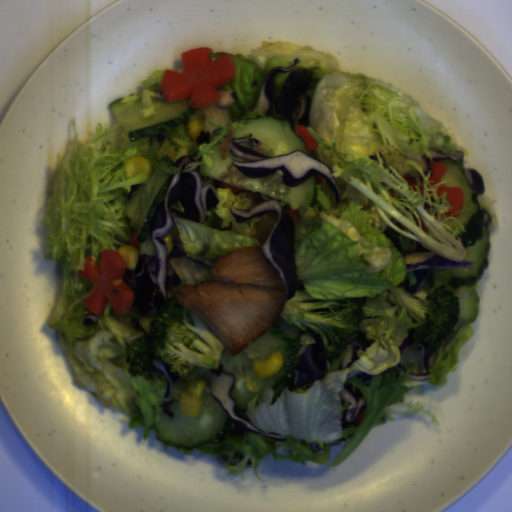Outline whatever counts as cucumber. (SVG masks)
I'll list each match as a JSON object with an SVG mask.
<instances>
[{"label": "cucumber", "mask_w": 512, "mask_h": 512, "mask_svg": "<svg viewBox=\"0 0 512 512\" xmlns=\"http://www.w3.org/2000/svg\"><path fill=\"white\" fill-rule=\"evenodd\" d=\"M442 162L446 171L440 181L443 187H461L464 192L463 207L473 211L458 212L455 217L462 223L465 231L458 236L465 248V261L473 262L471 268L437 269L429 268L426 282L429 289L445 286L453 295L459 298V317L465 324H473L477 319L479 293L475 287L485 270L490 265V233L488 225L484 226L483 209L471 184L462 170V162L444 159Z\"/></svg>", "instance_id": "obj_1"}, {"label": "cucumber", "mask_w": 512, "mask_h": 512, "mask_svg": "<svg viewBox=\"0 0 512 512\" xmlns=\"http://www.w3.org/2000/svg\"><path fill=\"white\" fill-rule=\"evenodd\" d=\"M223 144H215L208 152L213 160V166L205 163L199 165L200 176H209L229 185L244 189L252 193H260L281 201L290 210L300 207H314L318 198L317 177H313L297 187H289L283 183L284 171L265 177H247L232 162H253L239 158L230 151L225 160L222 159L220 149Z\"/></svg>", "instance_id": "obj_4"}, {"label": "cucumber", "mask_w": 512, "mask_h": 512, "mask_svg": "<svg viewBox=\"0 0 512 512\" xmlns=\"http://www.w3.org/2000/svg\"><path fill=\"white\" fill-rule=\"evenodd\" d=\"M173 175L153 170L147 182L138 187L125 203V215L138 225L137 241H146L150 224L172 181Z\"/></svg>", "instance_id": "obj_7"}, {"label": "cucumber", "mask_w": 512, "mask_h": 512, "mask_svg": "<svg viewBox=\"0 0 512 512\" xmlns=\"http://www.w3.org/2000/svg\"><path fill=\"white\" fill-rule=\"evenodd\" d=\"M232 138L246 137L258 139L262 144L253 147V151L263 156H278L293 151H301L312 156L306 147V141L292 130L289 119H277L273 116H260L236 120L231 123Z\"/></svg>", "instance_id": "obj_6"}, {"label": "cucumber", "mask_w": 512, "mask_h": 512, "mask_svg": "<svg viewBox=\"0 0 512 512\" xmlns=\"http://www.w3.org/2000/svg\"><path fill=\"white\" fill-rule=\"evenodd\" d=\"M274 351H280L284 358L282 370L269 377L259 378L254 375L253 362L267 359ZM296 351L295 340L272 326L257 341L236 355L226 348L220 361L223 371L234 376L231 396L236 409L248 410L249 402L255 398L261 400L267 388L272 391L271 404L276 402L292 378Z\"/></svg>", "instance_id": "obj_2"}, {"label": "cucumber", "mask_w": 512, "mask_h": 512, "mask_svg": "<svg viewBox=\"0 0 512 512\" xmlns=\"http://www.w3.org/2000/svg\"><path fill=\"white\" fill-rule=\"evenodd\" d=\"M123 100L116 98L107 107L129 142L175 129L190 121L198 110L191 106L190 98L166 101L157 97L152 100L153 114L144 116L141 97L130 105Z\"/></svg>", "instance_id": "obj_5"}, {"label": "cucumber", "mask_w": 512, "mask_h": 512, "mask_svg": "<svg viewBox=\"0 0 512 512\" xmlns=\"http://www.w3.org/2000/svg\"><path fill=\"white\" fill-rule=\"evenodd\" d=\"M206 380L203 403L197 418L183 417L179 409V397L183 390L198 380ZM175 401L170 412L173 418L163 413L160 420L153 424L157 440L171 444L175 448H201L213 440H220L231 431L233 419L212 395L210 368L197 367L182 379L175 380L170 397L162 404Z\"/></svg>", "instance_id": "obj_3"}]
</instances>
